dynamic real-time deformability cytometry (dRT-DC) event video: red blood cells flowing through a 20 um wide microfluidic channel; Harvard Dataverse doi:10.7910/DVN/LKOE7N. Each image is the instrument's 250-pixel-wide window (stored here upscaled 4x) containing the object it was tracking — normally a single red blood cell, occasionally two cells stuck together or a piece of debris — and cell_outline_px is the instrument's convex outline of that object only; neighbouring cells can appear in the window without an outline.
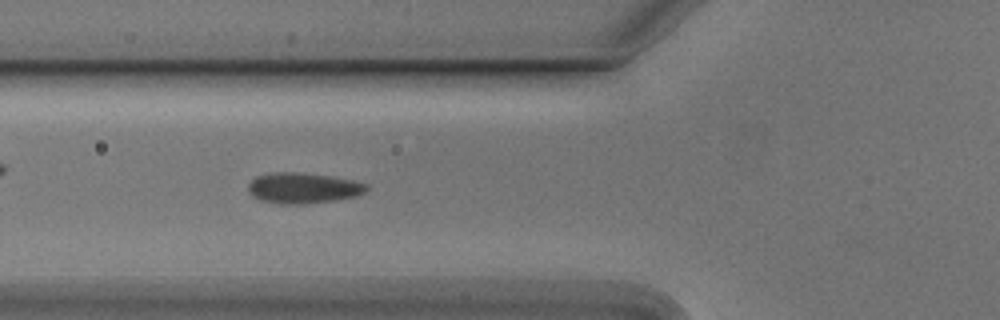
{"species": "Egyptian fruit bat (a non-hibernating species)", "species_latin": "Rousettus aegyptiacus", "temperature_condition": "cold", "stored_images_in_passage": 34, "camera_frame_rate_fps": 3000, "um_per_image_px": 0.085, "animal": {"sex": "male"}, "frame": {"image": 1, "passage_image": 3, "time_ms": 0.667, "image_size_px": [1000, 320], "cell_outline_px": [[368, 188], [364, 192], [356, 196], [332, 200], [304, 204], [280, 204], [260, 200], [252, 196], [248, 192], [248, 184], [256, 176], [272, 172], [296, 172], [332, 176], [352, 180], [368, 184]], "centroid_in_image_um": [25.73, 15.98], "position_along_channel_um": 100.1, "area_um2": 21.15}}
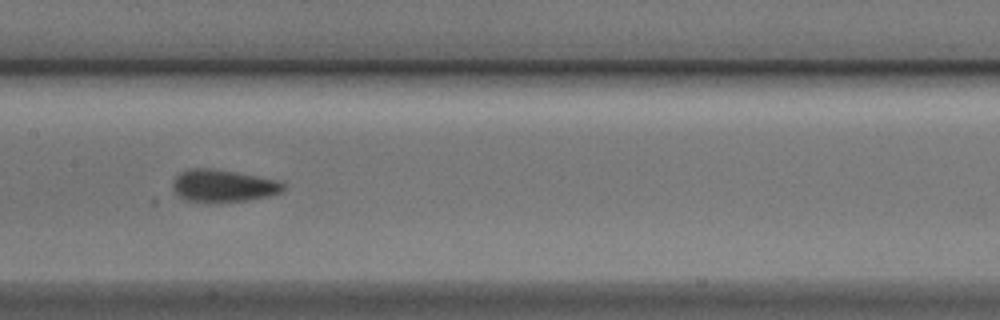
{"frame": {"image": 2, "passage_image": 10, "time_ms": 3.0, "image_size_px": [1000, 320], "cell_outline_px": [[284, 188], [280, 192], [268, 196], [248, 200], [184, 200], [172, 188], [172, 184], [176, 176], [180, 172], [192, 168], [212, 168], [236, 172], [276, 180], [284, 184]], "centroid_in_image_um": [18.95, 15.75], "position_along_channel_um": 188.5, "area_um2": 20.11}}
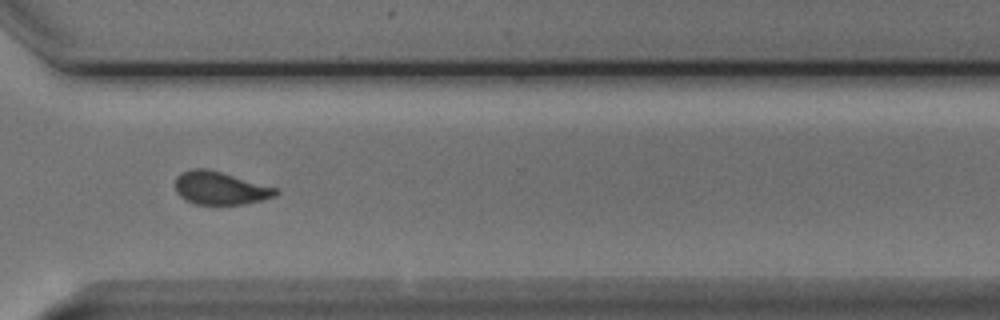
{"frame": {"image": 3, "passage_image": 23, "time_ms": 7.333, "image_size_px": [1000, 320], "cell_outline_px": [[280, 192], [276, 196], [264, 200], [244, 204], [196, 204], [180, 196], [176, 192], [176, 176], [180, 172], [192, 168], [204, 168], [220, 172], [280, 188]], "centroid_in_image_um": [18.76, 15.99], "position_along_channel_um": 351.8, "area_um2": 19.42}, "authors_computed_cell_mechanics": {"area_um2": 20.1144, "velocity_mm_per_s": 3.7796, "shape_relaxation_time_tau1_ms": 5.0777, "shape_relaxation_time_tau2_ms": null, "deformation_change_tau1": 0.0916, "deformation_change_tau2": null}}